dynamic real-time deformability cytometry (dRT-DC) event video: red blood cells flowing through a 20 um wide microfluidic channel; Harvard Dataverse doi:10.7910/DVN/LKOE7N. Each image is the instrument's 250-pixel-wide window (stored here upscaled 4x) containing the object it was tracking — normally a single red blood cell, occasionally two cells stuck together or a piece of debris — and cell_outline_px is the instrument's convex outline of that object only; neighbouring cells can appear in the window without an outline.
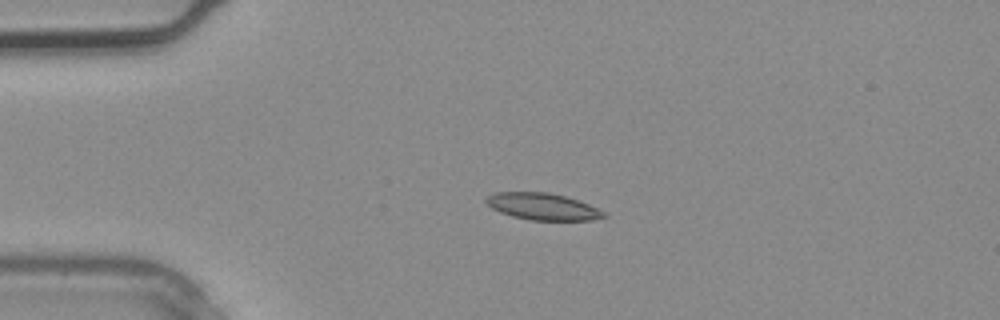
{"species": "common noctule bat (a hibernating species)", "species_latin": "Nyctalus noctula", "temperature_condition": "warm", "stored_images_in_passage": 4, "camera_frame_rate_fps": 3000, "um_per_image_px": 0.085, "animal": {"sex": "male", "body_mass_g": 20.4}, "frame": {"image": 1, "passage_image": 3, "time_ms": 0.667, "image_size_px": [1000, 320], "cell_outline_px": [[608, 216], [592, 220], [532, 220], [512, 216], [500, 212], [492, 208], [484, 200], [488, 196], [496, 192], [548, 192], [564, 196], [588, 204], [604, 212]], "centroid_in_image_um": [46.11, 17.55], "position_along_channel_um": 38.9, "area_um2": 18.15}}
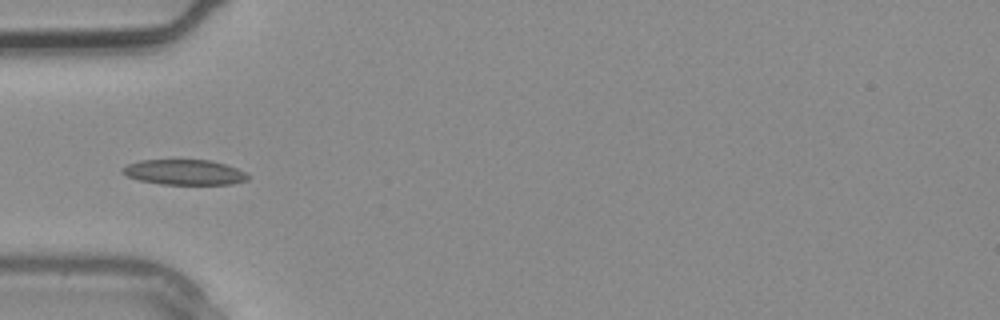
{"frame": {"image": 2, "passage_image": 4, "time_ms": 1.0, "image_size_px": [1000, 320], "cell_outline_px": [[252, 176], [248, 180], [232, 184], [160, 184], [140, 180], [128, 176], [120, 172], [120, 168], [128, 164], [140, 160], [212, 160], [236, 168]], "centroid_in_image_um": [15.68, 14.64], "position_along_channel_um": 69.3, "area_um2": 18.5}}